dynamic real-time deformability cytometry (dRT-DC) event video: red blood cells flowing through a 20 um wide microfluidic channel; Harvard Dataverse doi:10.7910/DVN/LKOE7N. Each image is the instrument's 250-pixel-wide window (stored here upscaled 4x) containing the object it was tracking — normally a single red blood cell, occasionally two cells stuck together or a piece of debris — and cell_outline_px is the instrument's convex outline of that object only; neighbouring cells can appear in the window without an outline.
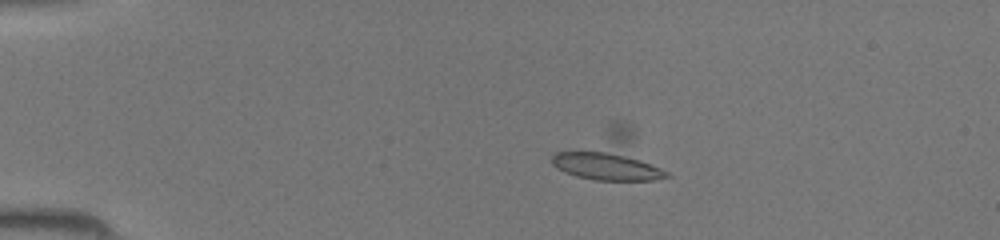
{"species": "common noctule bat (a hibernating species)", "species_latin": "Nyctalus noctula", "temperature_condition": "room temperature", "stored_images_in_passage": 16, "camera_frame_rate_fps": 3000, "um_per_image_px": 0.085, "animal": {"sex": "female", "body_mass_g": 19.5, "forearm_length_mm": 54.1}, "frame": {"image": 1, "passage_image": 9, "time_ms": 2.667, "image_size_px": [1000, 240], "cell_outline_px": [[672, 176], [652, 180], [596, 180], [576, 176], [564, 172], [556, 168], [552, 164], [552, 156], [556, 152], [612, 120], [620, 120], [628, 124], [632, 128]], "centroid_in_image_um": [51.88, 13.25], "position_along_channel_um": 33.1, "area_um2": 32.95}}
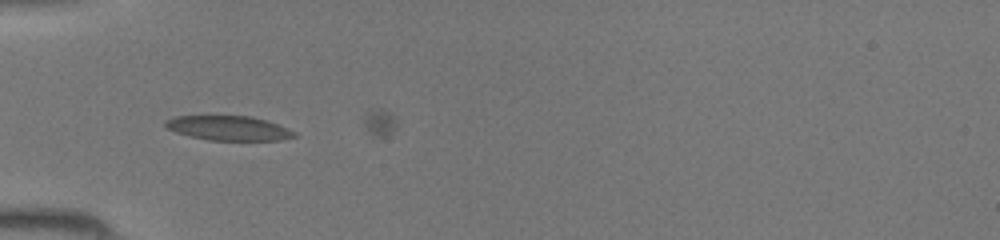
{"frame": {"image": 2, "passage_image": 15, "time_ms": 4.667, "image_size_px": [1000, 240], "cell_outline_px": [[296, 136], [280, 140], [208, 140], [188, 136], [164, 128], [164, 120], [176, 116], [252, 116], [288, 128], [296, 132]], "centroid_in_image_um": [19.38, 10.89], "position_along_channel_um": 65.6, "area_um2": 18.44}}